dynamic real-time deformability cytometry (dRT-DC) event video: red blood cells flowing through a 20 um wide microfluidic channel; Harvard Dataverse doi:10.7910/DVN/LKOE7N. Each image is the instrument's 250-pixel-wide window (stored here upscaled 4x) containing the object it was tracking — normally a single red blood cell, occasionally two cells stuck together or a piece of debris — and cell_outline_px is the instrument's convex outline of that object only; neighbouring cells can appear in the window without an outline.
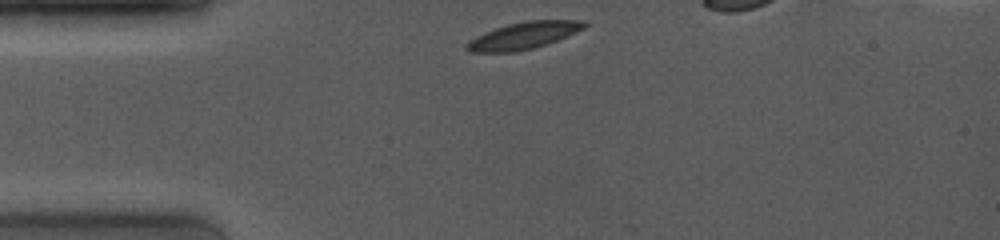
{"species": "common noctule bat (a hibernating species)", "species_latin": "Nyctalus noctula", "temperature_condition": "room temperature", "stored_images_in_passage": 8, "camera_frame_rate_fps": 4000, "um_per_image_px": 0.085, "animal": {"sex": "female", "body_mass_g": 19.0, "forearm_length_mm": 53.3}, "frame": {"image": 1, "passage_image": 1, "time_ms": 0.0, "image_size_px": [1000, 240], "cell_outline_px": [[588, 24], [584, 28], [576, 32], [556, 40], [532, 48], [516, 52], [468, 52], [464, 48], [464, 44], [476, 36], [484, 32], [508, 24], [524, 20], [588, 20]], "centroid_in_image_um": [44.48, 3.01], "position_along_channel_um": 40.5, "area_um2": 18.5}}